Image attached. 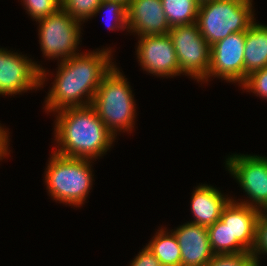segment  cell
Segmentation results:
<instances>
[{"label": "cell", "mask_w": 267, "mask_h": 266, "mask_svg": "<svg viewBox=\"0 0 267 266\" xmlns=\"http://www.w3.org/2000/svg\"><path fill=\"white\" fill-rule=\"evenodd\" d=\"M245 32H236L211 46L210 67L207 81L211 76L229 82L243 84L245 81Z\"/></svg>", "instance_id": "cell-10"}, {"label": "cell", "mask_w": 267, "mask_h": 266, "mask_svg": "<svg viewBox=\"0 0 267 266\" xmlns=\"http://www.w3.org/2000/svg\"><path fill=\"white\" fill-rule=\"evenodd\" d=\"M225 165L252 201L240 203L267 212V157L234 154Z\"/></svg>", "instance_id": "cell-8"}, {"label": "cell", "mask_w": 267, "mask_h": 266, "mask_svg": "<svg viewBox=\"0 0 267 266\" xmlns=\"http://www.w3.org/2000/svg\"><path fill=\"white\" fill-rule=\"evenodd\" d=\"M101 2L102 0H61V8L81 23L94 16Z\"/></svg>", "instance_id": "cell-19"}, {"label": "cell", "mask_w": 267, "mask_h": 266, "mask_svg": "<svg viewBox=\"0 0 267 266\" xmlns=\"http://www.w3.org/2000/svg\"><path fill=\"white\" fill-rule=\"evenodd\" d=\"M230 200L210 185L197 186L191 198L194 221L190 223L205 227L211 226L220 219L224 207Z\"/></svg>", "instance_id": "cell-15"}, {"label": "cell", "mask_w": 267, "mask_h": 266, "mask_svg": "<svg viewBox=\"0 0 267 266\" xmlns=\"http://www.w3.org/2000/svg\"><path fill=\"white\" fill-rule=\"evenodd\" d=\"M90 161L65 157L54 152L45 173V182L51 197L76 207L82 205L93 181Z\"/></svg>", "instance_id": "cell-4"}, {"label": "cell", "mask_w": 267, "mask_h": 266, "mask_svg": "<svg viewBox=\"0 0 267 266\" xmlns=\"http://www.w3.org/2000/svg\"><path fill=\"white\" fill-rule=\"evenodd\" d=\"M206 266H259L250 252L217 254Z\"/></svg>", "instance_id": "cell-21"}, {"label": "cell", "mask_w": 267, "mask_h": 266, "mask_svg": "<svg viewBox=\"0 0 267 266\" xmlns=\"http://www.w3.org/2000/svg\"><path fill=\"white\" fill-rule=\"evenodd\" d=\"M55 153L71 158L93 160L109 150L114 135L107 129L91 105L57 111Z\"/></svg>", "instance_id": "cell-2"}, {"label": "cell", "mask_w": 267, "mask_h": 266, "mask_svg": "<svg viewBox=\"0 0 267 266\" xmlns=\"http://www.w3.org/2000/svg\"><path fill=\"white\" fill-rule=\"evenodd\" d=\"M110 56L109 49H102L61 61L55 83L45 100L47 111L91 105L103 76L114 65Z\"/></svg>", "instance_id": "cell-1"}, {"label": "cell", "mask_w": 267, "mask_h": 266, "mask_svg": "<svg viewBox=\"0 0 267 266\" xmlns=\"http://www.w3.org/2000/svg\"><path fill=\"white\" fill-rule=\"evenodd\" d=\"M199 4L207 2V1H213V0H196Z\"/></svg>", "instance_id": "cell-29"}, {"label": "cell", "mask_w": 267, "mask_h": 266, "mask_svg": "<svg viewBox=\"0 0 267 266\" xmlns=\"http://www.w3.org/2000/svg\"><path fill=\"white\" fill-rule=\"evenodd\" d=\"M211 249L215 255L230 254V232L221 219L207 227Z\"/></svg>", "instance_id": "cell-20"}, {"label": "cell", "mask_w": 267, "mask_h": 266, "mask_svg": "<svg viewBox=\"0 0 267 266\" xmlns=\"http://www.w3.org/2000/svg\"><path fill=\"white\" fill-rule=\"evenodd\" d=\"M138 44L137 57L142 69L159 77L180 75L176 51L168 34L144 35Z\"/></svg>", "instance_id": "cell-12"}, {"label": "cell", "mask_w": 267, "mask_h": 266, "mask_svg": "<svg viewBox=\"0 0 267 266\" xmlns=\"http://www.w3.org/2000/svg\"><path fill=\"white\" fill-rule=\"evenodd\" d=\"M134 103L127 79L113 65L103 76L91 106L114 137L118 130L131 131L134 127Z\"/></svg>", "instance_id": "cell-3"}, {"label": "cell", "mask_w": 267, "mask_h": 266, "mask_svg": "<svg viewBox=\"0 0 267 266\" xmlns=\"http://www.w3.org/2000/svg\"><path fill=\"white\" fill-rule=\"evenodd\" d=\"M168 35L176 51L180 74L207 81L211 46L201 35L197 23L172 27Z\"/></svg>", "instance_id": "cell-6"}, {"label": "cell", "mask_w": 267, "mask_h": 266, "mask_svg": "<svg viewBox=\"0 0 267 266\" xmlns=\"http://www.w3.org/2000/svg\"><path fill=\"white\" fill-rule=\"evenodd\" d=\"M261 210L230 200L221 214V221L230 232V254L251 252L256 233V223Z\"/></svg>", "instance_id": "cell-11"}, {"label": "cell", "mask_w": 267, "mask_h": 266, "mask_svg": "<svg viewBox=\"0 0 267 266\" xmlns=\"http://www.w3.org/2000/svg\"><path fill=\"white\" fill-rule=\"evenodd\" d=\"M170 27L196 23L199 3L196 0H161Z\"/></svg>", "instance_id": "cell-18"}, {"label": "cell", "mask_w": 267, "mask_h": 266, "mask_svg": "<svg viewBox=\"0 0 267 266\" xmlns=\"http://www.w3.org/2000/svg\"><path fill=\"white\" fill-rule=\"evenodd\" d=\"M158 230L147 248L161 262L162 266H181V251L177 238L171 230Z\"/></svg>", "instance_id": "cell-17"}, {"label": "cell", "mask_w": 267, "mask_h": 266, "mask_svg": "<svg viewBox=\"0 0 267 266\" xmlns=\"http://www.w3.org/2000/svg\"><path fill=\"white\" fill-rule=\"evenodd\" d=\"M130 266H162V264L146 246L139 252Z\"/></svg>", "instance_id": "cell-26"}, {"label": "cell", "mask_w": 267, "mask_h": 266, "mask_svg": "<svg viewBox=\"0 0 267 266\" xmlns=\"http://www.w3.org/2000/svg\"><path fill=\"white\" fill-rule=\"evenodd\" d=\"M106 9L107 12L111 13V16L116 21L114 24H109L108 28L114 30L118 29H126L128 27V19H127V6L118 1H105L102 0L101 4L97 8V11L94 13L101 12V10ZM113 14V15H112ZM112 18V19H113Z\"/></svg>", "instance_id": "cell-22"}, {"label": "cell", "mask_w": 267, "mask_h": 266, "mask_svg": "<svg viewBox=\"0 0 267 266\" xmlns=\"http://www.w3.org/2000/svg\"><path fill=\"white\" fill-rule=\"evenodd\" d=\"M181 251V266H206L214 257L207 227L185 223L173 231Z\"/></svg>", "instance_id": "cell-14"}, {"label": "cell", "mask_w": 267, "mask_h": 266, "mask_svg": "<svg viewBox=\"0 0 267 266\" xmlns=\"http://www.w3.org/2000/svg\"><path fill=\"white\" fill-rule=\"evenodd\" d=\"M252 0H213L199 4L197 25L210 46L254 22Z\"/></svg>", "instance_id": "cell-5"}, {"label": "cell", "mask_w": 267, "mask_h": 266, "mask_svg": "<svg viewBox=\"0 0 267 266\" xmlns=\"http://www.w3.org/2000/svg\"><path fill=\"white\" fill-rule=\"evenodd\" d=\"M244 63L245 80L251 72L267 67V26L254 21L246 31Z\"/></svg>", "instance_id": "cell-16"}, {"label": "cell", "mask_w": 267, "mask_h": 266, "mask_svg": "<svg viewBox=\"0 0 267 266\" xmlns=\"http://www.w3.org/2000/svg\"><path fill=\"white\" fill-rule=\"evenodd\" d=\"M23 3L36 21L51 15L61 7V0H23Z\"/></svg>", "instance_id": "cell-23"}, {"label": "cell", "mask_w": 267, "mask_h": 266, "mask_svg": "<svg viewBox=\"0 0 267 266\" xmlns=\"http://www.w3.org/2000/svg\"><path fill=\"white\" fill-rule=\"evenodd\" d=\"M38 22L40 23V46L46 57L58 59L60 57L63 61L79 54L76 49L80 43L81 23L65 10L60 7L56 12Z\"/></svg>", "instance_id": "cell-7"}, {"label": "cell", "mask_w": 267, "mask_h": 266, "mask_svg": "<svg viewBox=\"0 0 267 266\" xmlns=\"http://www.w3.org/2000/svg\"><path fill=\"white\" fill-rule=\"evenodd\" d=\"M105 1H118V2L125 4L126 6H128V4L130 2V0H105Z\"/></svg>", "instance_id": "cell-28"}, {"label": "cell", "mask_w": 267, "mask_h": 266, "mask_svg": "<svg viewBox=\"0 0 267 266\" xmlns=\"http://www.w3.org/2000/svg\"><path fill=\"white\" fill-rule=\"evenodd\" d=\"M243 88L267 99V67L251 72L244 83Z\"/></svg>", "instance_id": "cell-25"}, {"label": "cell", "mask_w": 267, "mask_h": 266, "mask_svg": "<svg viewBox=\"0 0 267 266\" xmlns=\"http://www.w3.org/2000/svg\"><path fill=\"white\" fill-rule=\"evenodd\" d=\"M45 72L24 55L0 48V95L20 94L41 87L46 79Z\"/></svg>", "instance_id": "cell-9"}, {"label": "cell", "mask_w": 267, "mask_h": 266, "mask_svg": "<svg viewBox=\"0 0 267 266\" xmlns=\"http://www.w3.org/2000/svg\"><path fill=\"white\" fill-rule=\"evenodd\" d=\"M8 131H5L2 126H0V160L2 157L7 156L8 153V134L6 133Z\"/></svg>", "instance_id": "cell-27"}, {"label": "cell", "mask_w": 267, "mask_h": 266, "mask_svg": "<svg viewBox=\"0 0 267 266\" xmlns=\"http://www.w3.org/2000/svg\"><path fill=\"white\" fill-rule=\"evenodd\" d=\"M267 254V214L262 211L256 223L255 242L250 254L259 265L260 254Z\"/></svg>", "instance_id": "cell-24"}, {"label": "cell", "mask_w": 267, "mask_h": 266, "mask_svg": "<svg viewBox=\"0 0 267 266\" xmlns=\"http://www.w3.org/2000/svg\"><path fill=\"white\" fill-rule=\"evenodd\" d=\"M127 19V28L139 37L166 35L171 29L161 0H130L127 6Z\"/></svg>", "instance_id": "cell-13"}]
</instances>
